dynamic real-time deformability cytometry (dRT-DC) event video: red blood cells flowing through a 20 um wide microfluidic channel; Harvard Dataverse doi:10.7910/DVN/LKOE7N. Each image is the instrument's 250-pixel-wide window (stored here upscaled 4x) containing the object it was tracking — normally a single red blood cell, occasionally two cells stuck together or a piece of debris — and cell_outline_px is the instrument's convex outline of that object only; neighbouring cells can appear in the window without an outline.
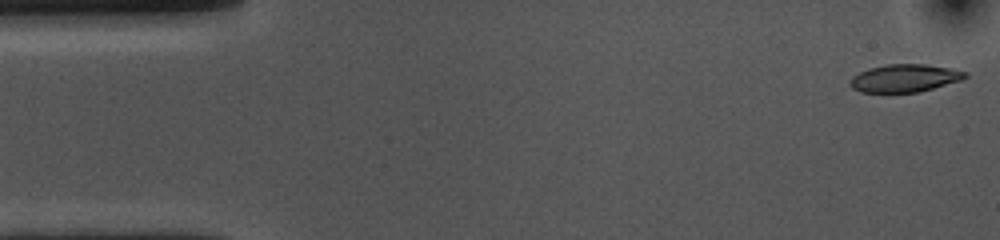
{"species": "common noctule bat (a hibernating species)", "species_latin": "Nyctalus noctula", "temperature_condition": "cold", "stored_images_in_passage": 54, "camera_frame_rate_fps": 3000, "um_per_image_px": 0.085, "animal": {"sex": "female", "body_mass_g": 10.0, "forearm_length_mm": 53.1}, "frame": {"image": 1, "passage_image": 1, "time_ms": 0.0, "image_size_px": [1000, 240], "cell_outline_px": [[968, 76], [960, 80], [920, 92], [860, 92], [852, 88], [848, 84], [848, 80], [852, 76], [868, 68], [888, 64], [924, 64], [948, 68], [968, 72]], "centroid_in_image_um": [76.85, 6.64], "position_along_channel_um": 8.2, "area_um2": 18.61}}
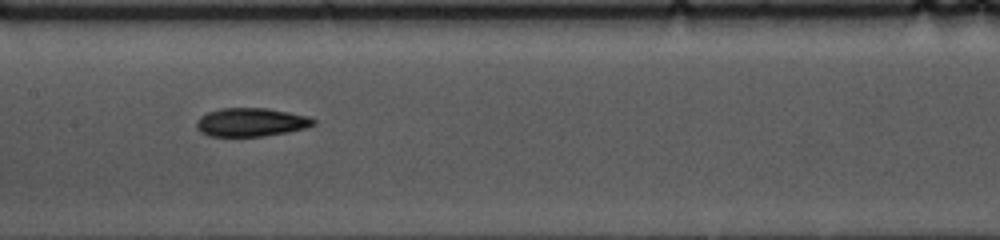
{"frame": {"image": 2, "passage_image": 25, "time_ms": 8.0, "image_size_px": [1000, 240], "cell_outline_px": [[316, 124], [308, 128], [288, 132], [264, 136], [208, 136], [200, 132], [196, 128], [196, 120], [200, 116], [208, 112], [220, 108], [268, 108], [308, 116], [316, 120]], "centroid_in_image_um": [21.34, 10.39], "position_along_channel_um": 186.1, "area_um2": 19.65}}
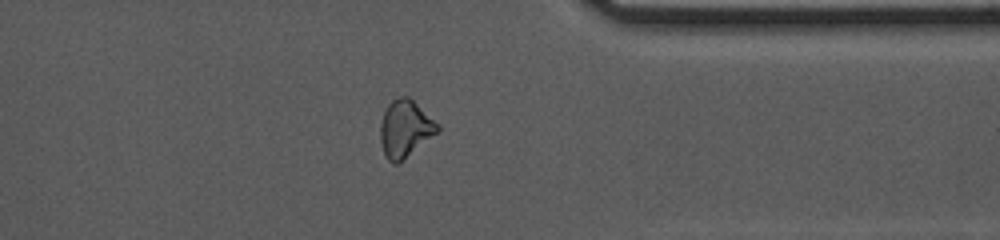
{"frame": {"image": 3, "passage_image": 42, "time_ms": 13.667, "image_size_px": [1000, 240], "cell_outline_px": [[440, 132], [396, 164], [392, 164], [388, 160], [384, 152], [380, 140], [380, 124], [384, 112], [388, 104], [392, 100], [400, 96], [408, 96], [440, 124]], "centroid_in_image_um": [34.46, 10.93], "position_along_channel_um": 376.9, "area_um2": 19.07}, "authors_computed_cell_mechanics": {"area_um2": 19.5364, "velocity_mm_per_s": 3.5552, "shape_relaxation_time_tau1_ms": 4.408, "shape_relaxation_time_tau2_ms": 8.694, "deformation_change_tau1": 0.1336, "deformation_change_tau2": 0.1741}}